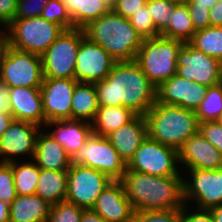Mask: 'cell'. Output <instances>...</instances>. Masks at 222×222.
Masks as SVG:
<instances>
[{
	"label": "cell",
	"instance_id": "48",
	"mask_svg": "<svg viewBox=\"0 0 222 222\" xmlns=\"http://www.w3.org/2000/svg\"><path fill=\"white\" fill-rule=\"evenodd\" d=\"M14 120L11 113L0 112V137Z\"/></svg>",
	"mask_w": 222,
	"mask_h": 222
},
{
	"label": "cell",
	"instance_id": "52",
	"mask_svg": "<svg viewBox=\"0 0 222 222\" xmlns=\"http://www.w3.org/2000/svg\"><path fill=\"white\" fill-rule=\"evenodd\" d=\"M216 0H189L187 3H197V6L202 7H208L211 9V7L216 3Z\"/></svg>",
	"mask_w": 222,
	"mask_h": 222
},
{
	"label": "cell",
	"instance_id": "50",
	"mask_svg": "<svg viewBox=\"0 0 222 222\" xmlns=\"http://www.w3.org/2000/svg\"><path fill=\"white\" fill-rule=\"evenodd\" d=\"M0 222H9V204L0 200Z\"/></svg>",
	"mask_w": 222,
	"mask_h": 222
},
{
	"label": "cell",
	"instance_id": "31",
	"mask_svg": "<svg viewBox=\"0 0 222 222\" xmlns=\"http://www.w3.org/2000/svg\"><path fill=\"white\" fill-rule=\"evenodd\" d=\"M189 43L197 50L222 62V27L209 26L198 30Z\"/></svg>",
	"mask_w": 222,
	"mask_h": 222
},
{
	"label": "cell",
	"instance_id": "40",
	"mask_svg": "<svg viewBox=\"0 0 222 222\" xmlns=\"http://www.w3.org/2000/svg\"><path fill=\"white\" fill-rule=\"evenodd\" d=\"M199 132L222 154V125L219 121L199 123Z\"/></svg>",
	"mask_w": 222,
	"mask_h": 222
},
{
	"label": "cell",
	"instance_id": "39",
	"mask_svg": "<svg viewBox=\"0 0 222 222\" xmlns=\"http://www.w3.org/2000/svg\"><path fill=\"white\" fill-rule=\"evenodd\" d=\"M49 0H18L14 19L39 17Z\"/></svg>",
	"mask_w": 222,
	"mask_h": 222
},
{
	"label": "cell",
	"instance_id": "4",
	"mask_svg": "<svg viewBox=\"0 0 222 222\" xmlns=\"http://www.w3.org/2000/svg\"><path fill=\"white\" fill-rule=\"evenodd\" d=\"M148 137L177 150L199 132V121L193 110L156 102L144 115Z\"/></svg>",
	"mask_w": 222,
	"mask_h": 222
},
{
	"label": "cell",
	"instance_id": "49",
	"mask_svg": "<svg viewBox=\"0 0 222 222\" xmlns=\"http://www.w3.org/2000/svg\"><path fill=\"white\" fill-rule=\"evenodd\" d=\"M7 46H8L7 29H4L3 31L0 30V61L5 53Z\"/></svg>",
	"mask_w": 222,
	"mask_h": 222
},
{
	"label": "cell",
	"instance_id": "37",
	"mask_svg": "<svg viewBox=\"0 0 222 222\" xmlns=\"http://www.w3.org/2000/svg\"><path fill=\"white\" fill-rule=\"evenodd\" d=\"M132 222H183L182 209L134 211Z\"/></svg>",
	"mask_w": 222,
	"mask_h": 222
},
{
	"label": "cell",
	"instance_id": "2",
	"mask_svg": "<svg viewBox=\"0 0 222 222\" xmlns=\"http://www.w3.org/2000/svg\"><path fill=\"white\" fill-rule=\"evenodd\" d=\"M134 211L182 209L183 176H153L126 170L120 180Z\"/></svg>",
	"mask_w": 222,
	"mask_h": 222
},
{
	"label": "cell",
	"instance_id": "3",
	"mask_svg": "<svg viewBox=\"0 0 222 222\" xmlns=\"http://www.w3.org/2000/svg\"><path fill=\"white\" fill-rule=\"evenodd\" d=\"M85 36L99 44L117 62L135 61L143 39L129 19L113 9L83 28Z\"/></svg>",
	"mask_w": 222,
	"mask_h": 222
},
{
	"label": "cell",
	"instance_id": "24",
	"mask_svg": "<svg viewBox=\"0 0 222 222\" xmlns=\"http://www.w3.org/2000/svg\"><path fill=\"white\" fill-rule=\"evenodd\" d=\"M50 208L39 195H17L9 205V222H47Z\"/></svg>",
	"mask_w": 222,
	"mask_h": 222
},
{
	"label": "cell",
	"instance_id": "29",
	"mask_svg": "<svg viewBox=\"0 0 222 222\" xmlns=\"http://www.w3.org/2000/svg\"><path fill=\"white\" fill-rule=\"evenodd\" d=\"M195 32L187 5L178 4L171 14L168 28L160 36L189 43Z\"/></svg>",
	"mask_w": 222,
	"mask_h": 222
},
{
	"label": "cell",
	"instance_id": "54",
	"mask_svg": "<svg viewBox=\"0 0 222 222\" xmlns=\"http://www.w3.org/2000/svg\"><path fill=\"white\" fill-rule=\"evenodd\" d=\"M218 121L222 125V115H221V117H220V119Z\"/></svg>",
	"mask_w": 222,
	"mask_h": 222
},
{
	"label": "cell",
	"instance_id": "51",
	"mask_svg": "<svg viewBox=\"0 0 222 222\" xmlns=\"http://www.w3.org/2000/svg\"><path fill=\"white\" fill-rule=\"evenodd\" d=\"M214 222H222V205L209 209Z\"/></svg>",
	"mask_w": 222,
	"mask_h": 222
},
{
	"label": "cell",
	"instance_id": "42",
	"mask_svg": "<svg viewBox=\"0 0 222 222\" xmlns=\"http://www.w3.org/2000/svg\"><path fill=\"white\" fill-rule=\"evenodd\" d=\"M147 0H115L112 9L120 16L129 19L135 12L146 4Z\"/></svg>",
	"mask_w": 222,
	"mask_h": 222
},
{
	"label": "cell",
	"instance_id": "16",
	"mask_svg": "<svg viewBox=\"0 0 222 222\" xmlns=\"http://www.w3.org/2000/svg\"><path fill=\"white\" fill-rule=\"evenodd\" d=\"M41 129L33 123L13 120L0 137L2 163L18 161V157L26 155L33 159L36 139Z\"/></svg>",
	"mask_w": 222,
	"mask_h": 222
},
{
	"label": "cell",
	"instance_id": "34",
	"mask_svg": "<svg viewBox=\"0 0 222 222\" xmlns=\"http://www.w3.org/2000/svg\"><path fill=\"white\" fill-rule=\"evenodd\" d=\"M41 17L48 22L60 25L64 30L73 29L72 19L62 0H49L41 13Z\"/></svg>",
	"mask_w": 222,
	"mask_h": 222
},
{
	"label": "cell",
	"instance_id": "22",
	"mask_svg": "<svg viewBox=\"0 0 222 222\" xmlns=\"http://www.w3.org/2000/svg\"><path fill=\"white\" fill-rule=\"evenodd\" d=\"M52 128V130L50 129ZM44 129L59 142L72 157L93 134L92 124L82 120H59L46 123Z\"/></svg>",
	"mask_w": 222,
	"mask_h": 222
},
{
	"label": "cell",
	"instance_id": "11",
	"mask_svg": "<svg viewBox=\"0 0 222 222\" xmlns=\"http://www.w3.org/2000/svg\"><path fill=\"white\" fill-rule=\"evenodd\" d=\"M113 180L106 174L83 165H71L67 170L66 201L87 210Z\"/></svg>",
	"mask_w": 222,
	"mask_h": 222
},
{
	"label": "cell",
	"instance_id": "32",
	"mask_svg": "<svg viewBox=\"0 0 222 222\" xmlns=\"http://www.w3.org/2000/svg\"><path fill=\"white\" fill-rule=\"evenodd\" d=\"M195 113L199 123L220 119L222 115V82L208 87L206 96Z\"/></svg>",
	"mask_w": 222,
	"mask_h": 222
},
{
	"label": "cell",
	"instance_id": "5",
	"mask_svg": "<svg viewBox=\"0 0 222 222\" xmlns=\"http://www.w3.org/2000/svg\"><path fill=\"white\" fill-rule=\"evenodd\" d=\"M183 45L182 41L162 36L143 39L135 61L156 88L177 74L178 53Z\"/></svg>",
	"mask_w": 222,
	"mask_h": 222
},
{
	"label": "cell",
	"instance_id": "38",
	"mask_svg": "<svg viewBox=\"0 0 222 222\" xmlns=\"http://www.w3.org/2000/svg\"><path fill=\"white\" fill-rule=\"evenodd\" d=\"M17 197L12 166L9 163L0 164V200L11 204Z\"/></svg>",
	"mask_w": 222,
	"mask_h": 222
},
{
	"label": "cell",
	"instance_id": "9",
	"mask_svg": "<svg viewBox=\"0 0 222 222\" xmlns=\"http://www.w3.org/2000/svg\"><path fill=\"white\" fill-rule=\"evenodd\" d=\"M0 79L10 88L41 87L44 80L41 56L8 45L0 61Z\"/></svg>",
	"mask_w": 222,
	"mask_h": 222
},
{
	"label": "cell",
	"instance_id": "1",
	"mask_svg": "<svg viewBox=\"0 0 222 222\" xmlns=\"http://www.w3.org/2000/svg\"><path fill=\"white\" fill-rule=\"evenodd\" d=\"M99 106H124L144 116L157 102V90L136 61L116 62L109 75L94 84Z\"/></svg>",
	"mask_w": 222,
	"mask_h": 222
},
{
	"label": "cell",
	"instance_id": "30",
	"mask_svg": "<svg viewBox=\"0 0 222 222\" xmlns=\"http://www.w3.org/2000/svg\"><path fill=\"white\" fill-rule=\"evenodd\" d=\"M18 161L10 162L14 176V186L17 195H34L39 178V167L36 162Z\"/></svg>",
	"mask_w": 222,
	"mask_h": 222
},
{
	"label": "cell",
	"instance_id": "53",
	"mask_svg": "<svg viewBox=\"0 0 222 222\" xmlns=\"http://www.w3.org/2000/svg\"><path fill=\"white\" fill-rule=\"evenodd\" d=\"M170 1L178 4H186L189 0H170Z\"/></svg>",
	"mask_w": 222,
	"mask_h": 222
},
{
	"label": "cell",
	"instance_id": "28",
	"mask_svg": "<svg viewBox=\"0 0 222 222\" xmlns=\"http://www.w3.org/2000/svg\"><path fill=\"white\" fill-rule=\"evenodd\" d=\"M99 102L93 83L77 82L71 99L72 119L92 123Z\"/></svg>",
	"mask_w": 222,
	"mask_h": 222
},
{
	"label": "cell",
	"instance_id": "19",
	"mask_svg": "<svg viewBox=\"0 0 222 222\" xmlns=\"http://www.w3.org/2000/svg\"><path fill=\"white\" fill-rule=\"evenodd\" d=\"M92 210L107 222H132L134 213L120 180H113L103 190Z\"/></svg>",
	"mask_w": 222,
	"mask_h": 222
},
{
	"label": "cell",
	"instance_id": "27",
	"mask_svg": "<svg viewBox=\"0 0 222 222\" xmlns=\"http://www.w3.org/2000/svg\"><path fill=\"white\" fill-rule=\"evenodd\" d=\"M36 195L51 206L66 200L67 170H45L39 168Z\"/></svg>",
	"mask_w": 222,
	"mask_h": 222
},
{
	"label": "cell",
	"instance_id": "45",
	"mask_svg": "<svg viewBox=\"0 0 222 222\" xmlns=\"http://www.w3.org/2000/svg\"><path fill=\"white\" fill-rule=\"evenodd\" d=\"M10 87L0 79V112L10 113Z\"/></svg>",
	"mask_w": 222,
	"mask_h": 222
},
{
	"label": "cell",
	"instance_id": "44",
	"mask_svg": "<svg viewBox=\"0 0 222 222\" xmlns=\"http://www.w3.org/2000/svg\"><path fill=\"white\" fill-rule=\"evenodd\" d=\"M18 0H0V25L4 29L14 20Z\"/></svg>",
	"mask_w": 222,
	"mask_h": 222
},
{
	"label": "cell",
	"instance_id": "15",
	"mask_svg": "<svg viewBox=\"0 0 222 222\" xmlns=\"http://www.w3.org/2000/svg\"><path fill=\"white\" fill-rule=\"evenodd\" d=\"M75 78H44L40 87L46 123L72 119L71 99Z\"/></svg>",
	"mask_w": 222,
	"mask_h": 222
},
{
	"label": "cell",
	"instance_id": "7",
	"mask_svg": "<svg viewBox=\"0 0 222 222\" xmlns=\"http://www.w3.org/2000/svg\"><path fill=\"white\" fill-rule=\"evenodd\" d=\"M83 29L64 30L41 55L44 78H75V66Z\"/></svg>",
	"mask_w": 222,
	"mask_h": 222
},
{
	"label": "cell",
	"instance_id": "10",
	"mask_svg": "<svg viewBox=\"0 0 222 222\" xmlns=\"http://www.w3.org/2000/svg\"><path fill=\"white\" fill-rule=\"evenodd\" d=\"M71 165L93 168L106 174L112 180H121L127 169V165L108 138L94 134L72 155Z\"/></svg>",
	"mask_w": 222,
	"mask_h": 222
},
{
	"label": "cell",
	"instance_id": "17",
	"mask_svg": "<svg viewBox=\"0 0 222 222\" xmlns=\"http://www.w3.org/2000/svg\"><path fill=\"white\" fill-rule=\"evenodd\" d=\"M207 89L204 85L175 74L156 88L157 102L195 111L205 98Z\"/></svg>",
	"mask_w": 222,
	"mask_h": 222
},
{
	"label": "cell",
	"instance_id": "47",
	"mask_svg": "<svg viewBox=\"0 0 222 222\" xmlns=\"http://www.w3.org/2000/svg\"><path fill=\"white\" fill-rule=\"evenodd\" d=\"M80 222H107L92 209L83 210Z\"/></svg>",
	"mask_w": 222,
	"mask_h": 222
},
{
	"label": "cell",
	"instance_id": "23",
	"mask_svg": "<svg viewBox=\"0 0 222 222\" xmlns=\"http://www.w3.org/2000/svg\"><path fill=\"white\" fill-rule=\"evenodd\" d=\"M45 131V132H44ZM33 160L40 169L68 170L71 166V157L64 147L43 128L36 139L35 155Z\"/></svg>",
	"mask_w": 222,
	"mask_h": 222
},
{
	"label": "cell",
	"instance_id": "12",
	"mask_svg": "<svg viewBox=\"0 0 222 222\" xmlns=\"http://www.w3.org/2000/svg\"><path fill=\"white\" fill-rule=\"evenodd\" d=\"M183 177L184 204L194 203L198 209L209 210L222 205V169H186ZM190 176V180L186 177Z\"/></svg>",
	"mask_w": 222,
	"mask_h": 222
},
{
	"label": "cell",
	"instance_id": "33",
	"mask_svg": "<svg viewBox=\"0 0 222 222\" xmlns=\"http://www.w3.org/2000/svg\"><path fill=\"white\" fill-rule=\"evenodd\" d=\"M146 4L157 32L161 35L170 24V17L178 3L170 0H147Z\"/></svg>",
	"mask_w": 222,
	"mask_h": 222
},
{
	"label": "cell",
	"instance_id": "46",
	"mask_svg": "<svg viewBox=\"0 0 222 222\" xmlns=\"http://www.w3.org/2000/svg\"><path fill=\"white\" fill-rule=\"evenodd\" d=\"M210 11V26L222 27V1L216 2Z\"/></svg>",
	"mask_w": 222,
	"mask_h": 222
},
{
	"label": "cell",
	"instance_id": "8",
	"mask_svg": "<svg viewBox=\"0 0 222 222\" xmlns=\"http://www.w3.org/2000/svg\"><path fill=\"white\" fill-rule=\"evenodd\" d=\"M178 165L177 149L163 145L147 136L127 164L126 170L153 176L183 175Z\"/></svg>",
	"mask_w": 222,
	"mask_h": 222
},
{
	"label": "cell",
	"instance_id": "21",
	"mask_svg": "<svg viewBox=\"0 0 222 222\" xmlns=\"http://www.w3.org/2000/svg\"><path fill=\"white\" fill-rule=\"evenodd\" d=\"M147 136L146 119L142 115H137L132 121L106 137L127 165Z\"/></svg>",
	"mask_w": 222,
	"mask_h": 222
},
{
	"label": "cell",
	"instance_id": "25",
	"mask_svg": "<svg viewBox=\"0 0 222 222\" xmlns=\"http://www.w3.org/2000/svg\"><path fill=\"white\" fill-rule=\"evenodd\" d=\"M73 22V29H83L91 21L112 9L110 0H62Z\"/></svg>",
	"mask_w": 222,
	"mask_h": 222
},
{
	"label": "cell",
	"instance_id": "13",
	"mask_svg": "<svg viewBox=\"0 0 222 222\" xmlns=\"http://www.w3.org/2000/svg\"><path fill=\"white\" fill-rule=\"evenodd\" d=\"M177 74L206 87L222 82V62L184 43L178 53Z\"/></svg>",
	"mask_w": 222,
	"mask_h": 222
},
{
	"label": "cell",
	"instance_id": "41",
	"mask_svg": "<svg viewBox=\"0 0 222 222\" xmlns=\"http://www.w3.org/2000/svg\"><path fill=\"white\" fill-rule=\"evenodd\" d=\"M186 5L195 31L210 26V9L208 7L197 6V3H186Z\"/></svg>",
	"mask_w": 222,
	"mask_h": 222
},
{
	"label": "cell",
	"instance_id": "35",
	"mask_svg": "<svg viewBox=\"0 0 222 222\" xmlns=\"http://www.w3.org/2000/svg\"><path fill=\"white\" fill-rule=\"evenodd\" d=\"M129 21L142 39L156 38L160 36L155 28L147 4L138 9V11L129 18Z\"/></svg>",
	"mask_w": 222,
	"mask_h": 222
},
{
	"label": "cell",
	"instance_id": "20",
	"mask_svg": "<svg viewBox=\"0 0 222 222\" xmlns=\"http://www.w3.org/2000/svg\"><path fill=\"white\" fill-rule=\"evenodd\" d=\"M10 108L14 120L45 128V114L40 87L10 88Z\"/></svg>",
	"mask_w": 222,
	"mask_h": 222
},
{
	"label": "cell",
	"instance_id": "14",
	"mask_svg": "<svg viewBox=\"0 0 222 222\" xmlns=\"http://www.w3.org/2000/svg\"><path fill=\"white\" fill-rule=\"evenodd\" d=\"M116 62L99 44L84 36L76 58L75 79L93 84L100 82L109 75Z\"/></svg>",
	"mask_w": 222,
	"mask_h": 222
},
{
	"label": "cell",
	"instance_id": "6",
	"mask_svg": "<svg viewBox=\"0 0 222 222\" xmlns=\"http://www.w3.org/2000/svg\"><path fill=\"white\" fill-rule=\"evenodd\" d=\"M63 31L60 25L41 16L14 19L7 26L8 45L41 56Z\"/></svg>",
	"mask_w": 222,
	"mask_h": 222
},
{
	"label": "cell",
	"instance_id": "26",
	"mask_svg": "<svg viewBox=\"0 0 222 222\" xmlns=\"http://www.w3.org/2000/svg\"><path fill=\"white\" fill-rule=\"evenodd\" d=\"M137 114L124 106H99L93 120L92 130L94 135L107 136L132 121Z\"/></svg>",
	"mask_w": 222,
	"mask_h": 222
},
{
	"label": "cell",
	"instance_id": "36",
	"mask_svg": "<svg viewBox=\"0 0 222 222\" xmlns=\"http://www.w3.org/2000/svg\"><path fill=\"white\" fill-rule=\"evenodd\" d=\"M84 209L69 201H61L50 208L47 222H80Z\"/></svg>",
	"mask_w": 222,
	"mask_h": 222
},
{
	"label": "cell",
	"instance_id": "43",
	"mask_svg": "<svg viewBox=\"0 0 222 222\" xmlns=\"http://www.w3.org/2000/svg\"><path fill=\"white\" fill-rule=\"evenodd\" d=\"M190 208L191 207L188 204H184L182 208L183 222H214L209 210L198 208L192 210V208Z\"/></svg>",
	"mask_w": 222,
	"mask_h": 222
},
{
	"label": "cell",
	"instance_id": "18",
	"mask_svg": "<svg viewBox=\"0 0 222 222\" xmlns=\"http://www.w3.org/2000/svg\"><path fill=\"white\" fill-rule=\"evenodd\" d=\"M178 154L180 168L184 165L185 169H222V154L200 132L192 135Z\"/></svg>",
	"mask_w": 222,
	"mask_h": 222
}]
</instances>
